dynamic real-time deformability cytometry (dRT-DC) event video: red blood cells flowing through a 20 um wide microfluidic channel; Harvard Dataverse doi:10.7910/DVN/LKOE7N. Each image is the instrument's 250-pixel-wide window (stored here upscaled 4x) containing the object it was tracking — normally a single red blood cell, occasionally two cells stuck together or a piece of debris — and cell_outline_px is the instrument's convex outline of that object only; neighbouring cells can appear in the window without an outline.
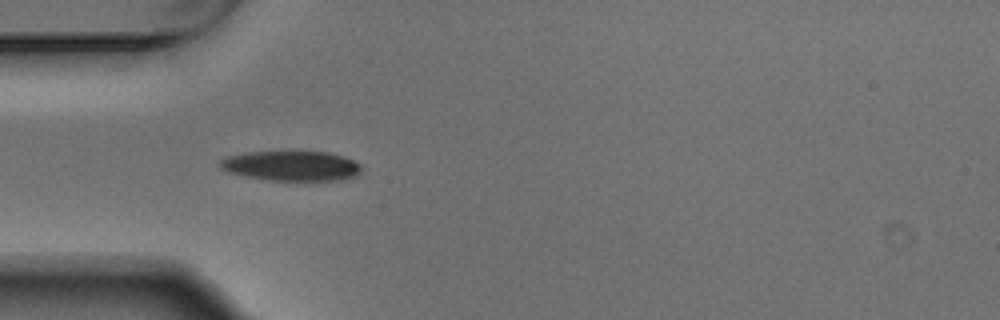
{"species": "Egyptian fruit bat (a non-hibernating species)", "species_latin": "Rousettus aegyptiacus", "temperature_condition": "warm", "stored_images_in_passage": 8, "camera_frame_rate_fps": 3000, "um_per_image_px": 0.085, "animal": {"sex": "male"}, "frame": {"image": 1, "passage_image": 4, "time_ms": 1.0, "image_size_px": [1000, 320], "cell_outline_px": [[364, 168], [356, 176], [344, 180], [272, 180], [244, 176], [228, 172], [220, 168], [220, 160], [228, 156], [248, 152], [328, 152], [344, 156], [360, 164]], "centroid_in_image_um": [24.81, 14.1], "position_along_channel_um": 60.2, "area_um2": 24.62}}
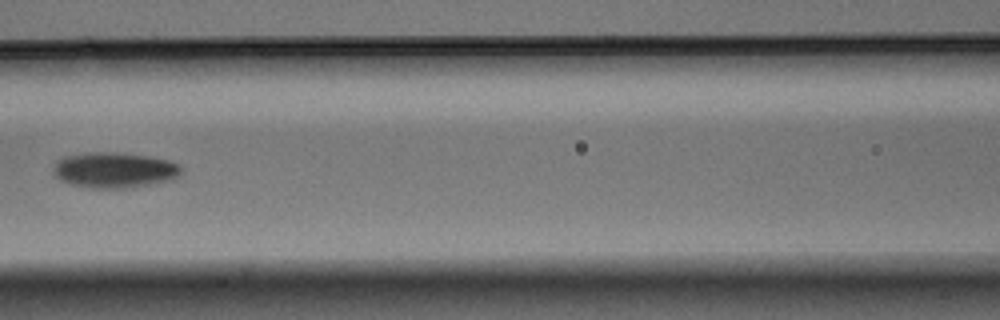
{"frame": {"image": 2, "passage_image": 6, "time_ms": 1.667, "image_size_px": [1000, 320], "cell_outline_px": [[180, 176], [172, 180], [124, 188], [92, 188], [72, 184], [60, 180], [56, 176], [52, 168], [56, 160], [64, 156], [88, 152], [116, 152], [148, 156], [168, 160], [180, 164]], "centroid_in_image_um": [9.7, 14.44], "position_along_channel_um": 156.9, "area_um2": 26.53}}
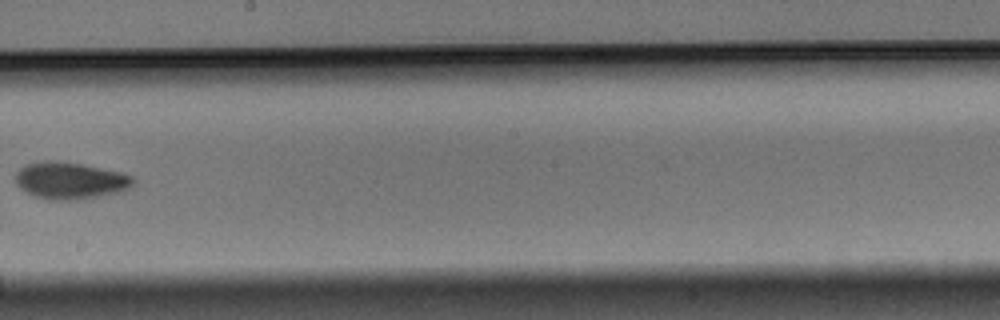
{"frame": {"image": 3, "passage_image": 8, "time_ms": 2.333, "image_size_px": [1000, 320], "cell_outline_px": [[136, 184], [132, 188], [124, 192], [80, 200], [48, 200], [32, 196], [20, 188], [16, 184], [16, 172], [24, 164], [44, 160], [56, 160], [80, 164], [120, 172], [132, 176], [136, 180]], "centroid_in_image_um": [5.99, 15.37], "position_along_channel_um": 242.2, "area_um2": 25.95}}